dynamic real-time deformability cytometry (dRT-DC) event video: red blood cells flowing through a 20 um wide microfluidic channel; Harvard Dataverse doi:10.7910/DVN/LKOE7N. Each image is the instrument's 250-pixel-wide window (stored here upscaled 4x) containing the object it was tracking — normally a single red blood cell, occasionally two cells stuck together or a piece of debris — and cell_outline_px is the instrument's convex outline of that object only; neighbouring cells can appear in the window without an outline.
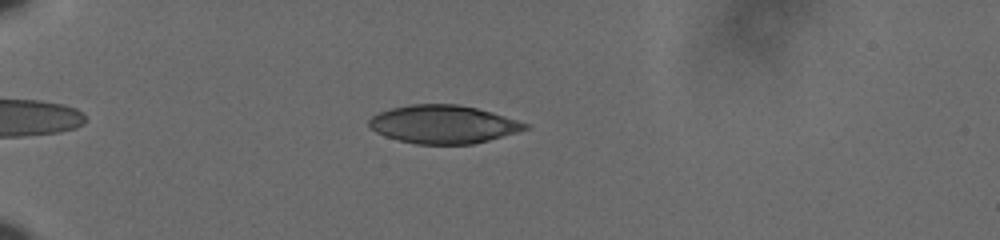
{"species": "human", "species_latin": "Homo sapiens", "temperature_condition": "cold", "stored_images_in_passage": 51, "camera_frame_rate_fps": 3000, "um_per_image_px": 0.085, "donor": {"sex": "male"}, "frame": {"image": 1, "passage_image": 10, "time_ms": 3.0, "image_size_px": [1000, 240], "cell_outline_px": [[532, 124], [528, 128], [516, 132], [488, 140], [472, 144], [416, 144], [384, 136], [368, 128], [368, 120], [372, 116], [380, 112], [392, 108], [412, 104], [456, 104], [476, 108], [492, 112]], "centroid_in_image_um": [37.67, 10.56], "position_along_channel_um": 47.3, "area_um2": 34.68}}
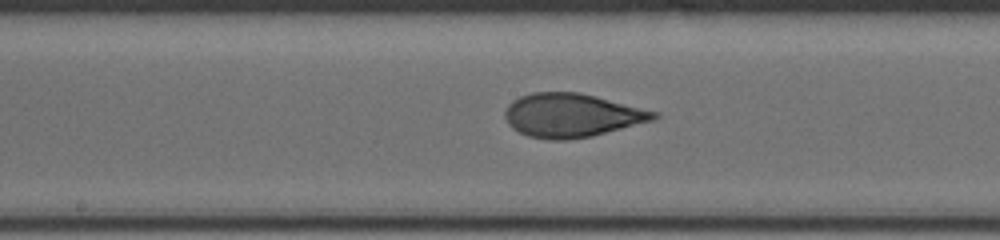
{"frame": {"image": 2, "passage_image": 26, "time_ms": 8.333, "image_size_px": [1000, 240], "cell_outline_px": [[660, 116], [652, 120], [592, 136], [568, 140], [548, 140], [528, 136], [512, 128], [508, 124], [504, 116], [504, 112], [508, 104], [512, 100], [520, 96], [532, 92], [580, 92], [660, 112]], "centroid_in_image_um": [48.58, 9.8], "position_along_channel_um": 199.6, "area_um2": 38.03}}
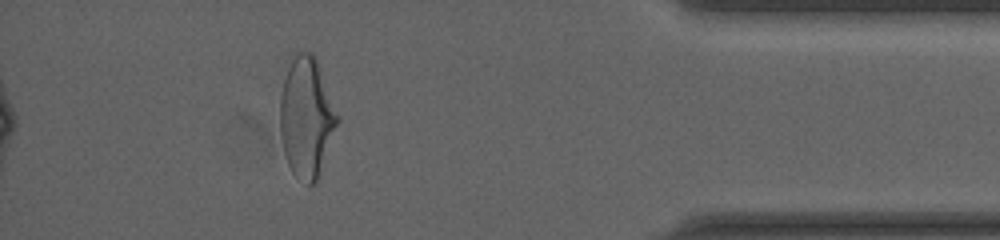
{"frame": {"image": 3, "passage_image": 46, "time_ms": 15.0, "image_size_px": [1000, 240], "cell_outline_px": [[340, 120], [316, 180], [312, 184], [308, 184], [296, 176], [292, 172], [288, 164], [284, 152], [280, 132], [280, 100], [284, 80], [292, 52], [312, 52], [316, 56], [340, 116]], "centroid_in_image_um": [26.07, 9.9], "position_along_channel_um": 409.1, "area_um2": 40.34}, "authors_computed_cell_mechanics": {"area_um2": 37.1654, "velocity_mm_per_s": 3.6393, "shape_relaxation_time_tau1_ms": 6.1124, "shape_relaxation_time_tau2_ms": 0.9429, "deformation_change_tau1": 0.1905, "deformation_change_tau2": 0.0785}}